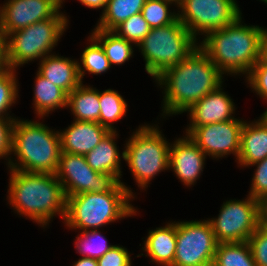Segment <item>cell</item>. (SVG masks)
I'll return each mask as SVG.
<instances>
[{"mask_svg":"<svg viewBox=\"0 0 267 266\" xmlns=\"http://www.w3.org/2000/svg\"><path fill=\"white\" fill-rule=\"evenodd\" d=\"M267 157V116L263 113L256 121L244 122L240 134V153L237 163L249 167Z\"/></svg>","mask_w":267,"mask_h":266,"instance_id":"18","label":"cell"},{"mask_svg":"<svg viewBox=\"0 0 267 266\" xmlns=\"http://www.w3.org/2000/svg\"><path fill=\"white\" fill-rule=\"evenodd\" d=\"M10 68L7 57V45H0V72L7 71Z\"/></svg>","mask_w":267,"mask_h":266,"instance_id":"39","label":"cell"},{"mask_svg":"<svg viewBox=\"0 0 267 266\" xmlns=\"http://www.w3.org/2000/svg\"><path fill=\"white\" fill-rule=\"evenodd\" d=\"M61 7L57 0H7L0 7V29L10 34L52 18Z\"/></svg>","mask_w":267,"mask_h":266,"instance_id":"14","label":"cell"},{"mask_svg":"<svg viewBox=\"0 0 267 266\" xmlns=\"http://www.w3.org/2000/svg\"><path fill=\"white\" fill-rule=\"evenodd\" d=\"M207 155L186 134L170 144L169 170L187 187L194 185L203 172Z\"/></svg>","mask_w":267,"mask_h":266,"instance_id":"15","label":"cell"},{"mask_svg":"<svg viewBox=\"0 0 267 266\" xmlns=\"http://www.w3.org/2000/svg\"><path fill=\"white\" fill-rule=\"evenodd\" d=\"M247 242L256 265L267 266V226L260 225Z\"/></svg>","mask_w":267,"mask_h":266,"instance_id":"34","label":"cell"},{"mask_svg":"<svg viewBox=\"0 0 267 266\" xmlns=\"http://www.w3.org/2000/svg\"><path fill=\"white\" fill-rule=\"evenodd\" d=\"M222 84L214 91L206 94L193 104L186 112L190 123L185 129L187 133L193 126L224 122L235 119V105L231 97L222 91Z\"/></svg>","mask_w":267,"mask_h":266,"instance_id":"16","label":"cell"},{"mask_svg":"<svg viewBox=\"0 0 267 266\" xmlns=\"http://www.w3.org/2000/svg\"><path fill=\"white\" fill-rule=\"evenodd\" d=\"M242 24L240 16L231 25L209 33L199 43V47L223 75L244 74L247 77L261 58L265 29L257 25Z\"/></svg>","mask_w":267,"mask_h":266,"instance_id":"3","label":"cell"},{"mask_svg":"<svg viewBox=\"0 0 267 266\" xmlns=\"http://www.w3.org/2000/svg\"><path fill=\"white\" fill-rule=\"evenodd\" d=\"M177 222L149 230L142 250L151 261L161 266H171L176 252Z\"/></svg>","mask_w":267,"mask_h":266,"instance_id":"20","label":"cell"},{"mask_svg":"<svg viewBox=\"0 0 267 266\" xmlns=\"http://www.w3.org/2000/svg\"><path fill=\"white\" fill-rule=\"evenodd\" d=\"M10 154L17 159H9L8 169L55 174L61 154L59 131L43 122L15 119Z\"/></svg>","mask_w":267,"mask_h":266,"instance_id":"4","label":"cell"},{"mask_svg":"<svg viewBox=\"0 0 267 266\" xmlns=\"http://www.w3.org/2000/svg\"><path fill=\"white\" fill-rule=\"evenodd\" d=\"M260 225L267 226V195L259 200Z\"/></svg>","mask_w":267,"mask_h":266,"instance_id":"38","label":"cell"},{"mask_svg":"<svg viewBox=\"0 0 267 266\" xmlns=\"http://www.w3.org/2000/svg\"><path fill=\"white\" fill-rule=\"evenodd\" d=\"M67 107L75 116L74 120L99 123V90L82 82L68 94Z\"/></svg>","mask_w":267,"mask_h":266,"instance_id":"22","label":"cell"},{"mask_svg":"<svg viewBox=\"0 0 267 266\" xmlns=\"http://www.w3.org/2000/svg\"><path fill=\"white\" fill-rule=\"evenodd\" d=\"M75 249L82 257L98 259L115 245H108L107 239L99 229L85 230L78 234L75 240Z\"/></svg>","mask_w":267,"mask_h":266,"instance_id":"30","label":"cell"},{"mask_svg":"<svg viewBox=\"0 0 267 266\" xmlns=\"http://www.w3.org/2000/svg\"><path fill=\"white\" fill-rule=\"evenodd\" d=\"M251 166H256L254 171L249 195L260 200L267 195V157Z\"/></svg>","mask_w":267,"mask_h":266,"instance_id":"35","label":"cell"},{"mask_svg":"<svg viewBox=\"0 0 267 266\" xmlns=\"http://www.w3.org/2000/svg\"><path fill=\"white\" fill-rule=\"evenodd\" d=\"M9 171L7 200L17 214L34 220L41 227L49 225L56 214L64 219L67 197L55 174Z\"/></svg>","mask_w":267,"mask_h":266,"instance_id":"2","label":"cell"},{"mask_svg":"<svg viewBox=\"0 0 267 266\" xmlns=\"http://www.w3.org/2000/svg\"><path fill=\"white\" fill-rule=\"evenodd\" d=\"M172 4L177 5L172 0H146L141 13L151 28L170 25L178 19V13L169 9Z\"/></svg>","mask_w":267,"mask_h":266,"instance_id":"29","label":"cell"},{"mask_svg":"<svg viewBox=\"0 0 267 266\" xmlns=\"http://www.w3.org/2000/svg\"><path fill=\"white\" fill-rule=\"evenodd\" d=\"M246 80L252 91L267 101V61L261 57L252 67Z\"/></svg>","mask_w":267,"mask_h":266,"instance_id":"33","label":"cell"},{"mask_svg":"<svg viewBox=\"0 0 267 266\" xmlns=\"http://www.w3.org/2000/svg\"><path fill=\"white\" fill-rule=\"evenodd\" d=\"M155 124L142 125L133 132L124 147V160L134 179L145 189L159 172L169 170L170 143Z\"/></svg>","mask_w":267,"mask_h":266,"instance_id":"7","label":"cell"},{"mask_svg":"<svg viewBox=\"0 0 267 266\" xmlns=\"http://www.w3.org/2000/svg\"><path fill=\"white\" fill-rule=\"evenodd\" d=\"M110 131L97 122L73 120L64 131H59L61 152L86 155L92 151Z\"/></svg>","mask_w":267,"mask_h":266,"instance_id":"17","label":"cell"},{"mask_svg":"<svg viewBox=\"0 0 267 266\" xmlns=\"http://www.w3.org/2000/svg\"><path fill=\"white\" fill-rule=\"evenodd\" d=\"M174 1L176 4H178L181 0H172Z\"/></svg>","mask_w":267,"mask_h":266,"instance_id":"45","label":"cell"},{"mask_svg":"<svg viewBox=\"0 0 267 266\" xmlns=\"http://www.w3.org/2000/svg\"><path fill=\"white\" fill-rule=\"evenodd\" d=\"M243 119H233L224 122L193 126L186 135L212 159L233 154L236 162L240 153V134L244 124Z\"/></svg>","mask_w":267,"mask_h":266,"instance_id":"13","label":"cell"},{"mask_svg":"<svg viewBox=\"0 0 267 266\" xmlns=\"http://www.w3.org/2000/svg\"><path fill=\"white\" fill-rule=\"evenodd\" d=\"M238 6L236 0H181L177 13L181 23L198 40V35L206 37L235 22L242 16Z\"/></svg>","mask_w":267,"mask_h":266,"instance_id":"10","label":"cell"},{"mask_svg":"<svg viewBox=\"0 0 267 266\" xmlns=\"http://www.w3.org/2000/svg\"><path fill=\"white\" fill-rule=\"evenodd\" d=\"M64 0H57V2L62 6Z\"/></svg>","mask_w":267,"mask_h":266,"instance_id":"44","label":"cell"},{"mask_svg":"<svg viewBox=\"0 0 267 266\" xmlns=\"http://www.w3.org/2000/svg\"><path fill=\"white\" fill-rule=\"evenodd\" d=\"M91 35L101 44L110 65H122L133 56V44L113 31L93 29Z\"/></svg>","mask_w":267,"mask_h":266,"instance_id":"25","label":"cell"},{"mask_svg":"<svg viewBox=\"0 0 267 266\" xmlns=\"http://www.w3.org/2000/svg\"><path fill=\"white\" fill-rule=\"evenodd\" d=\"M16 76V70L12 68L0 72V117L15 118L9 116L7 111L16 103L19 96Z\"/></svg>","mask_w":267,"mask_h":266,"instance_id":"31","label":"cell"},{"mask_svg":"<svg viewBox=\"0 0 267 266\" xmlns=\"http://www.w3.org/2000/svg\"><path fill=\"white\" fill-rule=\"evenodd\" d=\"M223 74L198 46L184 61L164 71L155 82L164 88L162 116L186 112L223 84Z\"/></svg>","mask_w":267,"mask_h":266,"instance_id":"1","label":"cell"},{"mask_svg":"<svg viewBox=\"0 0 267 266\" xmlns=\"http://www.w3.org/2000/svg\"><path fill=\"white\" fill-rule=\"evenodd\" d=\"M218 242L209 220L178 221L171 266H212Z\"/></svg>","mask_w":267,"mask_h":266,"instance_id":"12","label":"cell"},{"mask_svg":"<svg viewBox=\"0 0 267 266\" xmlns=\"http://www.w3.org/2000/svg\"><path fill=\"white\" fill-rule=\"evenodd\" d=\"M79 2L91 9H105L108 0H79Z\"/></svg>","mask_w":267,"mask_h":266,"instance_id":"40","label":"cell"},{"mask_svg":"<svg viewBox=\"0 0 267 266\" xmlns=\"http://www.w3.org/2000/svg\"><path fill=\"white\" fill-rule=\"evenodd\" d=\"M146 0H108L94 29L112 31L131 16L141 13Z\"/></svg>","mask_w":267,"mask_h":266,"instance_id":"24","label":"cell"},{"mask_svg":"<svg viewBox=\"0 0 267 266\" xmlns=\"http://www.w3.org/2000/svg\"><path fill=\"white\" fill-rule=\"evenodd\" d=\"M212 266H257L248 242L218 243Z\"/></svg>","mask_w":267,"mask_h":266,"instance_id":"27","label":"cell"},{"mask_svg":"<svg viewBox=\"0 0 267 266\" xmlns=\"http://www.w3.org/2000/svg\"><path fill=\"white\" fill-rule=\"evenodd\" d=\"M219 212L208 218L218 243L247 242L260 226L259 201L249 194L245 200L223 202Z\"/></svg>","mask_w":267,"mask_h":266,"instance_id":"11","label":"cell"},{"mask_svg":"<svg viewBox=\"0 0 267 266\" xmlns=\"http://www.w3.org/2000/svg\"><path fill=\"white\" fill-rule=\"evenodd\" d=\"M261 57L267 61V29L265 28L263 37H262V51Z\"/></svg>","mask_w":267,"mask_h":266,"instance_id":"42","label":"cell"},{"mask_svg":"<svg viewBox=\"0 0 267 266\" xmlns=\"http://www.w3.org/2000/svg\"><path fill=\"white\" fill-rule=\"evenodd\" d=\"M0 45H7L6 35L0 29Z\"/></svg>","mask_w":267,"mask_h":266,"instance_id":"43","label":"cell"},{"mask_svg":"<svg viewBox=\"0 0 267 266\" xmlns=\"http://www.w3.org/2000/svg\"><path fill=\"white\" fill-rule=\"evenodd\" d=\"M68 18L60 10L52 17L6 35L9 65L17 67L41 60L57 45L68 27Z\"/></svg>","mask_w":267,"mask_h":266,"instance_id":"8","label":"cell"},{"mask_svg":"<svg viewBox=\"0 0 267 266\" xmlns=\"http://www.w3.org/2000/svg\"><path fill=\"white\" fill-rule=\"evenodd\" d=\"M117 131L109 132L104 139L89 153L85 155L87 164L98 173H111L119 180L121 178V157L119 154L116 139Z\"/></svg>","mask_w":267,"mask_h":266,"instance_id":"21","label":"cell"},{"mask_svg":"<svg viewBox=\"0 0 267 266\" xmlns=\"http://www.w3.org/2000/svg\"><path fill=\"white\" fill-rule=\"evenodd\" d=\"M150 30L151 27L145 21L142 13H138L120 23L112 31L137 46Z\"/></svg>","mask_w":267,"mask_h":266,"instance_id":"32","label":"cell"},{"mask_svg":"<svg viewBox=\"0 0 267 266\" xmlns=\"http://www.w3.org/2000/svg\"><path fill=\"white\" fill-rule=\"evenodd\" d=\"M130 257L127 248L115 245L96 260L98 266H131L132 262Z\"/></svg>","mask_w":267,"mask_h":266,"instance_id":"36","label":"cell"},{"mask_svg":"<svg viewBox=\"0 0 267 266\" xmlns=\"http://www.w3.org/2000/svg\"><path fill=\"white\" fill-rule=\"evenodd\" d=\"M78 63L75 59L53 53L39 61L37 72L69 94L83 82L79 75Z\"/></svg>","mask_w":267,"mask_h":266,"instance_id":"19","label":"cell"},{"mask_svg":"<svg viewBox=\"0 0 267 266\" xmlns=\"http://www.w3.org/2000/svg\"><path fill=\"white\" fill-rule=\"evenodd\" d=\"M198 41L179 19L170 25L151 28L137 45L145 60V71L156 79L164 71L184 61Z\"/></svg>","mask_w":267,"mask_h":266,"instance_id":"6","label":"cell"},{"mask_svg":"<svg viewBox=\"0 0 267 266\" xmlns=\"http://www.w3.org/2000/svg\"><path fill=\"white\" fill-rule=\"evenodd\" d=\"M73 266H98V263L95 258L82 257Z\"/></svg>","mask_w":267,"mask_h":266,"instance_id":"41","label":"cell"},{"mask_svg":"<svg viewBox=\"0 0 267 266\" xmlns=\"http://www.w3.org/2000/svg\"><path fill=\"white\" fill-rule=\"evenodd\" d=\"M15 119L16 118L0 117V159L6 158L7 164L9 162V159L12 158L10 156V153L12 141V127Z\"/></svg>","mask_w":267,"mask_h":266,"instance_id":"37","label":"cell"},{"mask_svg":"<svg viewBox=\"0 0 267 266\" xmlns=\"http://www.w3.org/2000/svg\"><path fill=\"white\" fill-rule=\"evenodd\" d=\"M33 104L35 113L40 118L48 116L55 109L66 108L68 94L60 87L46 80L38 72H36Z\"/></svg>","mask_w":267,"mask_h":266,"instance_id":"23","label":"cell"},{"mask_svg":"<svg viewBox=\"0 0 267 266\" xmlns=\"http://www.w3.org/2000/svg\"><path fill=\"white\" fill-rule=\"evenodd\" d=\"M99 101V124L110 132L117 131L113 124L126 115L128 104L122 95L113 89H106L102 92L99 91Z\"/></svg>","mask_w":267,"mask_h":266,"instance_id":"26","label":"cell"},{"mask_svg":"<svg viewBox=\"0 0 267 266\" xmlns=\"http://www.w3.org/2000/svg\"><path fill=\"white\" fill-rule=\"evenodd\" d=\"M58 180L63 185L66 197L92 192L102 193L110 190H128L130 187L111 173H98L86 161L84 155L61 152L57 172Z\"/></svg>","mask_w":267,"mask_h":266,"instance_id":"9","label":"cell"},{"mask_svg":"<svg viewBox=\"0 0 267 266\" xmlns=\"http://www.w3.org/2000/svg\"><path fill=\"white\" fill-rule=\"evenodd\" d=\"M128 190L82 193L67 197L64 224L80 231L95 230L137 213Z\"/></svg>","mask_w":267,"mask_h":266,"instance_id":"5","label":"cell"},{"mask_svg":"<svg viewBox=\"0 0 267 266\" xmlns=\"http://www.w3.org/2000/svg\"><path fill=\"white\" fill-rule=\"evenodd\" d=\"M88 41L90 44L82 52L81 64L78 63L81 80H83L86 71L94 75H100L112 67L101 44L92 35L88 37Z\"/></svg>","mask_w":267,"mask_h":266,"instance_id":"28","label":"cell"}]
</instances>
